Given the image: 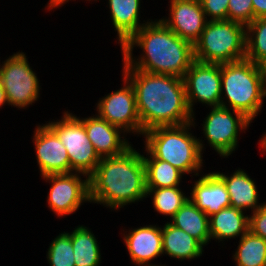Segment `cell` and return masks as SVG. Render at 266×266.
I'll return each mask as SVG.
<instances>
[{
	"instance_id": "17",
	"label": "cell",
	"mask_w": 266,
	"mask_h": 266,
	"mask_svg": "<svg viewBox=\"0 0 266 266\" xmlns=\"http://www.w3.org/2000/svg\"><path fill=\"white\" fill-rule=\"evenodd\" d=\"M197 178L190 186L189 199L207 216L231 206L226 186L214 171L203 172Z\"/></svg>"
},
{
	"instance_id": "9",
	"label": "cell",
	"mask_w": 266,
	"mask_h": 266,
	"mask_svg": "<svg viewBox=\"0 0 266 266\" xmlns=\"http://www.w3.org/2000/svg\"><path fill=\"white\" fill-rule=\"evenodd\" d=\"M0 80L8 106L25 110L40 99V79L23 51L15 52L0 62Z\"/></svg>"
},
{
	"instance_id": "8",
	"label": "cell",
	"mask_w": 266,
	"mask_h": 266,
	"mask_svg": "<svg viewBox=\"0 0 266 266\" xmlns=\"http://www.w3.org/2000/svg\"><path fill=\"white\" fill-rule=\"evenodd\" d=\"M60 139L66 147L70 173H82L90 176L101 161L94 146L90 142L84 124L76 117V114L64 110L58 120L45 123Z\"/></svg>"
},
{
	"instance_id": "15",
	"label": "cell",
	"mask_w": 266,
	"mask_h": 266,
	"mask_svg": "<svg viewBox=\"0 0 266 266\" xmlns=\"http://www.w3.org/2000/svg\"><path fill=\"white\" fill-rule=\"evenodd\" d=\"M143 225L129 228L128 231L123 228L121 232L131 262L136 266H164L165 264L156 265L152 262L163 257L161 225Z\"/></svg>"
},
{
	"instance_id": "19",
	"label": "cell",
	"mask_w": 266,
	"mask_h": 266,
	"mask_svg": "<svg viewBox=\"0 0 266 266\" xmlns=\"http://www.w3.org/2000/svg\"><path fill=\"white\" fill-rule=\"evenodd\" d=\"M100 0H97V2ZM142 0H108L110 18L113 29L116 33V44L121 47L124 45L142 26L151 22L153 19L141 22V3ZM141 22V23H140ZM118 41V42H117Z\"/></svg>"
},
{
	"instance_id": "21",
	"label": "cell",
	"mask_w": 266,
	"mask_h": 266,
	"mask_svg": "<svg viewBox=\"0 0 266 266\" xmlns=\"http://www.w3.org/2000/svg\"><path fill=\"white\" fill-rule=\"evenodd\" d=\"M245 213L230 206L209 216L211 240L225 244L228 239H240L249 230V215Z\"/></svg>"
},
{
	"instance_id": "13",
	"label": "cell",
	"mask_w": 266,
	"mask_h": 266,
	"mask_svg": "<svg viewBox=\"0 0 266 266\" xmlns=\"http://www.w3.org/2000/svg\"><path fill=\"white\" fill-rule=\"evenodd\" d=\"M33 131V146L40 177L49 174H69L70 161L66 147L46 125L36 124Z\"/></svg>"
},
{
	"instance_id": "14",
	"label": "cell",
	"mask_w": 266,
	"mask_h": 266,
	"mask_svg": "<svg viewBox=\"0 0 266 266\" xmlns=\"http://www.w3.org/2000/svg\"><path fill=\"white\" fill-rule=\"evenodd\" d=\"M168 16L160 20L180 38L194 45L200 38L207 18L199 0H169Z\"/></svg>"
},
{
	"instance_id": "4",
	"label": "cell",
	"mask_w": 266,
	"mask_h": 266,
	"mask_svg": "<svg viewBox=\"0 0 266 266\" xmlns=\"http://www.w3.org/2000/svg\"><path fill=\"white\" fill-rule=\"evenodd\" d=\"M195 120L184 125L154 127L142 136L144 147L155 158L167 161L186 176L192 174L191 179L202 174L205 165L198 138L192 132L198 125Z\"/></svg>"
},
{
	"instance_id": "35",
	"label": "cell",
	"mask_w": 266,
	"mask_h": 266,
	"mask_svg": "<svg viewBox=\"0 0 266 266\" xmlns=\"http://www.w3.org/2000/svg\"><path fill=\"white\" fill-rule=\"evenodd\" d=\"M258 143L260 145L258 148L260 147V149H262L261 152L264 154L266 152V132H263Z\"/></svg>"
},
{
	"instance_id": "32",
	"label": "cell",
	"mask_w": 266,
	"mask_h": 266,
	"mask_svg": "<svg viewBox=\"0 0 266 266\" xmlns=\"http://www.w3.org/2000/svg\"><path fill=\"white\" fill-rule=\"evenodd\" d=\"M253 20L255 18H266V0H252Z\"/></svg>"
},
{
	"instance_id": "36",
	"label": "cell",
	"mask_w": 266,
	"mask_h": 266,
	"mask_svg": "<svg viewBox=\"0 0 266 266\" xmlns=\"http://www.w3.org/2000/svg\"><path fill=\"white\" fill-rule=\"evenodd\" d=\"M264 69V75H265V86H266V64L263 66Z\"/></svg>"
},
{
	"instance_id": "23",
	"label": "cell",
	"mask_w": 266,
	"mask_h": 266,
	"mask_svg": "<svg viewBox=\"0 0 266 266\" xmlns=\"http://www.w3.org/2000/svg\"><path fill=\"white\" fill-rule=\"evenodd\" d=\"M68 233L73 246L75 266H100L102 263L100 243L93 231L87 226L78 225Z\"/></svg>"
},
{
	"instance_id": "1",
	"label": "cell",
	"mask_w": 266,
	"mask_h": 266,
	"mask_svg": "<svg viewBox=\"0 0 266 266\" xmlns=\"http://www.w3.org/2000/svg\"><path fill=\"white\" fill-rule=\"evenodd\" d=\"M120 48L123 69L183 78L195 61L194 45L176 35L160 19L142 26ZM134 48L142 50L137 57Z\"/></svg>"
},
{
	"instance_id": "29",
	"label": "cell",
	"mask_w": 266,
	"mask_h": 266,
	"mask_svg": "<svg viewBox=\"0 0 266 266\" xmlns=\"http://www.w3.org/2000/svg\"><path fill=\"white\" fill-rule=\"evenodd\" d=\"M227 20L249 25L253 21L252 0H229Z\"/></svg>"
},
{
	"instance_id": "5",
	"label": "cell",
	"mask_w": 266,
	"mask_h": 266,
	"mask_svg": "<svg viewBox=\"0 0 266 266\" xmlns=\"http://www.w3.org/2000/svg\"><path fill=\"white\" fill-rule=\"evenodd\" d=\"M265 99L263 66L247 59L221 64V107L239 111L253 122Z\"/></svg>"
},
{
	"instance_id": "18",
	"label": "cell",
	"mask_w": 266,
	"mask_h": 266,
	"mask_svg": "<svg viewBox=\"0 0 266 266\" xmlns=\"http://www.w3.org/2000/svg\"><path fill=\"white\" fill-rule=\"evenodd\" d=\"M224 182L229 193L231 207L241 211L254 212L259 209L264 202L259 203V192L256 180L241 168L235 169L229 174L221 171H214ZM251 210V211H250Z\"/></svg>"
},
{
	"instance_id": "28",
	"label": "cell",
	"mask_w": 266,
	"mask_h": 266,
	"mask_svg": "<svg viewBox=\"0 0 266 266\" xmlns=\"http://www.w3.org/2000/svg\"><path fill=\"white\" fill-rule=\"evenodd\" d=\"M46 252L47 263L50 266H75L71 237L67 231L59 233L49 243Z\"/></svg>"
},
{
	"instance_id": "20",
	"label": "cell",
	"mask_w": 266,
	"mask_h": 266,
	"mask_svg": "<svg viewBox=\"0 0 266 266\" xmlns=\"http://www.w3.org/2000/svg\"><path fill=\"white\" fill-rule=\"evenodd\" d=\"M161 232L163 256L182 262L184 260L191 261L203 255L205 246L169 221L161 226Z\"/></svg>"
},
{
	"instance_id": "22",
	"label": "cell",
	"mask_w": 266,
	"mask_h": 266,
	"mask_svg": "<svg viewBox=\"0 0 266 266\" xmlns=\"http://www.w3.org/2000/svg\"><path fill=\"white\" fill-rule=\"evenodd\" d=\"M169 222L200 241L204 246L211 242L209 216L190 199L184 203Z\"/></svg>"
},
{
	"instance_id": "24",
	"label": "cell",
	"mask_w": 266,
	"mask_h": 266,
	"mask_svg": "<svg viewBox=\"0 0 266 266\" xmlns=\"http://www.w3.org/2000/svg\"><path fill=\"white\" fill-rule=\"evenodd\" d=\"M143 148L142 158L146 170V188L180 186L183 182L182 179L185 178L183 177L184 174L167 161L155 158L145 147Z\"/></svg>"
},
{
	"instance_id": "31",
	"label": "cell",
	"mask_w": 266,
	"mask_h": 266,
	"mask_svg": "<svg viewBox=\"0 0 266 266\" xmlns=\"http://www.w3.org/2000/svg\"><path fill=\"white\" fill-rule=\"evenodd\" d=\"M249 231L266 240V201L254 212L249 214Z\"/></svg>"
},
{
	"instance_id": "33",
	"label": "cell",
	"mask_w": 266,
	"mask_h": 266,
	"mask_svg": "<svg viewBox=\"0 0 266 266\" xmlns=\"http://www.w3.org/2000/svg\"><path fill=\"white\" fill-rule=\"evenodd\" d=\"M69 1H72V0H49L47 4H45L46 6L44 9L47 11H53V9H57L59 7L64 6L63 4L69 3ZM73 1H76V0H73ZM85 1H88L89 3H91L90 1L94 2L95 0H85Z\"/></svg>"
},
{
	"instance_id": "34",
	"label": "cell",
	"mask_w": 266,
	"mask_h": 266,
	"mask_svg": "<svg viewBox=\"0 0 266 266\" xmlns=\"http://www.w3.org/2000/svg\"><path fill=\"white\" fill-rule=\"evenodd\" d=\"M8 105L7 103V98H6V94L5 91L2 87V83L0 80V108L2 109L3 106Z\"/></svg>"
},
{
	"instance_id": "12",
	"label": "cell",
	"mask_w": 266,
	"mask_h": 266,
	"mask_svg": "<svg viewBox=\"0 0 266 266\" xmlns=\"http://www.w3.org/2000/svg\"><path fill=\"white\" fill-rule=\"evenodd\" d=\"M188 106L195 117V104L218 107L221 101V64L194 61L183 77Z\"/></svg>"
},
{
	"instance_id": "25",
	"label": "cell",
	"mask_w": 266,
	"mask_h": 266,
	"mask_svg": "<svg viewBox=\"0 0 266 266\" xmlns=\"http://www.w3.org/2000/svg\"><path fill=\"white\" fill-rule=\"evenodd\" d=\"M232 259L235 266H266V240L248 230L239 239Z\"/></svg>"
},
{
	"instance_id": "26",
	"label": "cell",
	"mask_w": 266,
	"mask_h": 266,
	"mask_svg": "<svg viewBox=\"0 0 266 266\" xmlns=\"http://www.w3.org/2000/svg\"><path fill=\"white\" fill-rule=\"evenodd\" d=\"M189 192L181 186L166 188H147L146 198L151 197V204L158 214L172 218L189 199ZM187 194V195H186Z\"/></svg>"
},
{
	"instance_id": "7",
	"label": "cell",
	"mask_w": 266,
	"mask_h": 266,
	"mask_svg": "<svg viewBox=\"0 0 266 266\" xmlns=\"http://www.w3.org/2000/svg\"><path fill=\"white\" fill-rule=\"evenodd\" d=\"M208 111L201 124L207 144L198 137L201 152L204 154L205 146L209 145L221 159L229 158L238 149L239 135L245 133L253 122L243 113L221 106L209 107Z\"/></svg>"
},
{
	"instance_id": "16",
	"label": "cell",
	"mask_w": 266,
	"mask_h": 266,
	"mask_svg": "<svg viewBox=\"0 0 266 266\" xmlns=\"http://www.w3.org/2000/svg\"><path fill=\"white\" fill-rule=\"evenodd\" d=\"M76 117L84 124L87 136L100 158L121 155L133 145L126 137L129 136L127 133L97 114Z\"/></svg>"
},
{
	"instance_id": "30",
	"label": "cell",
	"mask_w": 266,
	"mask_h": 266,
	"mask_svg": "<svg viewBox=\"0 0 266 266\" xmlns=\"http://www.w3.org/2000/svg\"><path fill=\"white\" fill-rule=\"evenodd\" d=\"M208 21L227 20L229 0H199Z\"/></svg>"
},
{
	"instance_id": "27",
	"label": "cell",
	"mask_w": 266,
	"mask_h": 266,
	"mask_svg": "<svg viewBox=\"0 0 266 266\" xmlns=\"http://www.w3.org/2000/svg\"><path fill=\"white\" fill-rule=\"evenodd\" d=\"M245 59L260 66L266 64V18H255L246 26Z\"/></svg>"
},
{
	"instance_id": "3",
	"label": "cell",
	"mask_w": 266,
	"mask_h": 266,
	"mask_svg": "<svg viewBox=\"0 0 266 266\" xmlns=\"http://www.w3.org/2000/svg\"><path fill=\"white\" fill-rule=\"evenodd\" d=\"M134 145L123 154L101 158L89 176L90 204L116 212L146 199V170L142 153Z\"/></svg>"
},
{
	"instance_id": "10",
	"label": "cell",
	"mask_w": 266,
	"mask_h": 266,
	"mask_svg": "<svg viewBox=\"0 0 266 266\" xmlns=\"http://www.w3.org/2000/svg\"><path fill=\"white\" fill-rule=\"evenodd\" d=\"M41 179L50 185L47 207L61 219L76 213L84 203H91L89 177L82 173L49 174Z\"/></svg>"
},
{
	"instance_id": "11",
	"label": "cell",
	"mask_w": 266,
	"mask_h": 266,
	"mask_svg": "<svg viewBox=\"0 0 266 266\" xmlns=\"http://www.w3.org/2000/svg\"><path fill=\"white\" fill-rule=\"evenodd\" d=\"M122 87L106 93L95 104L96 114L125 133L141 137V121L137 112L136 95L130 81L121 74Z\"/></svg>"
},
{
	"instance_id": "6",
	"label": "cell",
	"mask_w": 266,
	"mask_h": 266,
	"mask_svg": "<svg viewBox=\"0 0 266 266\" xmlns=\"http://www.w3.org/2000/svg\"><path fill=\"white\" fill-rule=\"evenodd\" d=\"M246 26L229 20L207 21L194 44L196 61L225 64L245 59Z\"/></svg>"
},
{
	"instance_id": "2",
	"label": "cell",
	"mask_w": 266,
	"mask_h": 266,
	"mask_svg": "<svg viewBox=\"0 0 266 266\" xmlns=\"http://www.w3.org/2000/svg\"><path fill=\"white\" fill-rule=\"evenodd\" d=\"M134 87L136 106L143 133L158 126H178L193 121L183 78L122 69Z\"/></svg>"
}]
</instances>
